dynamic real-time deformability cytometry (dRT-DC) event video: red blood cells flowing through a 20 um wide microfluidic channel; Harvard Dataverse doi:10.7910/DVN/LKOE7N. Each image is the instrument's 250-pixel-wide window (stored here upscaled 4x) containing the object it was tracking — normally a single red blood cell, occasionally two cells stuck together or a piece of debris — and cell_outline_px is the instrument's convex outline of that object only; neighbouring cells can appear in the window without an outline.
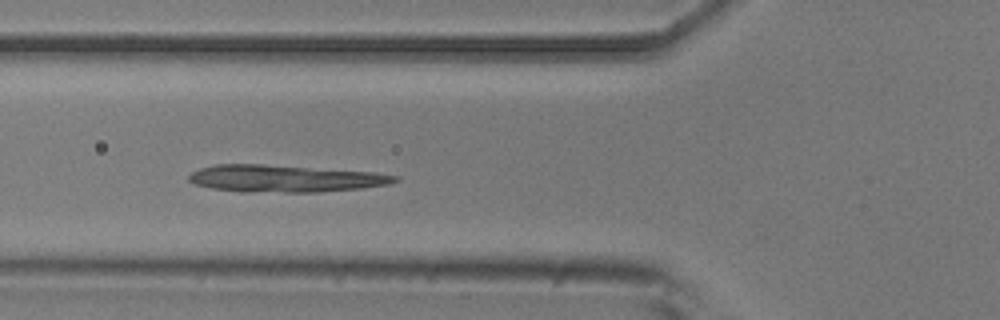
{"species": "common noctule bat (a hibernating species)", "species_latin": "Nyctalus noctula", "temperature_condition": "room temperature", "stored_images_in_passage": 8, "camera_frame_rate_fps": 3000, "um_per_image_px": 0.085, "animal": {"sex": "male", "body_mass_g": 20.5, "forearm_length_mm": 52.5}, "frame": {"image": 1, "passage_image": 6, "time_ms": 5.667, "image_size_px": [1000, 320], "cell_outline_px": [[400, 180], [388, 184], [364, 188], [320, 192], [240, 192], [212, 188], [196, 184], [188, 180], [188, 176], [192, 172], [200, 168], [216, 164], [260, 164], [376, 172], [400, 176]], "centroid_in_image_um": [24.26, 15.18], "position_along_channel_um": 101.5, "area_um2": 32.71}}
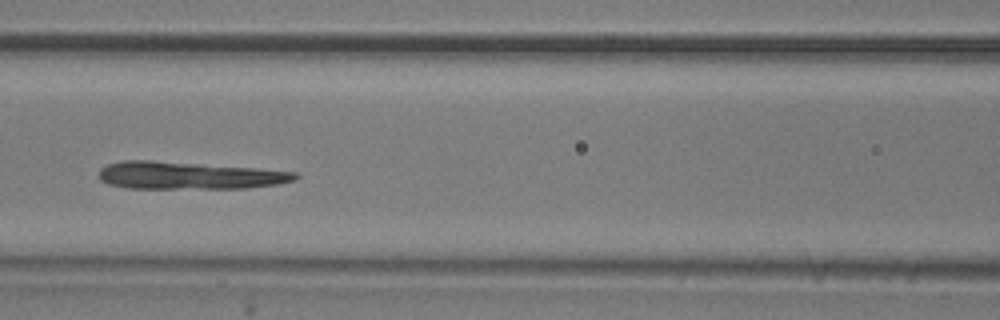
{"frame": {"image": 2, "passage_image": 7, "time_ms": 7.0, "image_size_px": [1000, 320], "cell_outline_px": [[300, 176], [296, 180], [276, 184], [248, 188], [128, 188], [108, 184], [100, 180], [100, 168], [108, 164], [124, 160], [152, 160], [256, 168], [296, 172]], "centroid_in_image_um": [16.06, 14.91], "position_along_channel_um": 150.5, "area_um2": 31.39}}
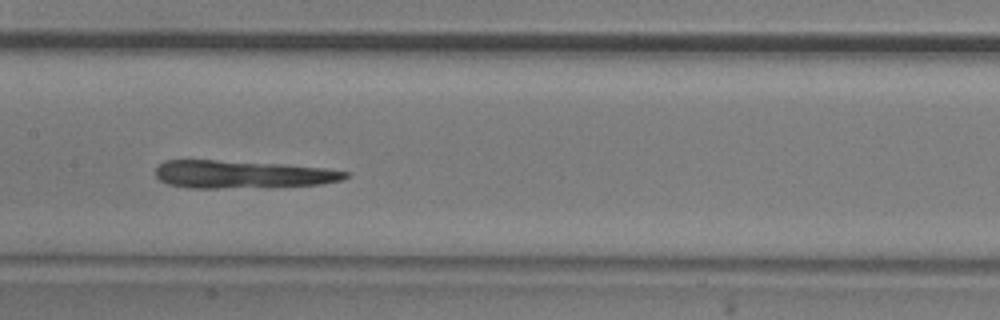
{"frame": {"image": 3, "passage_image": 8, "time_ms": 8.0, "image_size_px": [1000, 320], "cell_outline_px": [[352, 172], [344, 180], [324, 184], [216, 188], [188, 188], [168, 184], [160, 180], [156, 176], [156, 168], [164, 160], [216, 160], [284, 164], [324, 168]], "centroid_in_image_um": [20.61, 14.81], "position_along_channel_um": 186.8, "area_um2": 30.63}}